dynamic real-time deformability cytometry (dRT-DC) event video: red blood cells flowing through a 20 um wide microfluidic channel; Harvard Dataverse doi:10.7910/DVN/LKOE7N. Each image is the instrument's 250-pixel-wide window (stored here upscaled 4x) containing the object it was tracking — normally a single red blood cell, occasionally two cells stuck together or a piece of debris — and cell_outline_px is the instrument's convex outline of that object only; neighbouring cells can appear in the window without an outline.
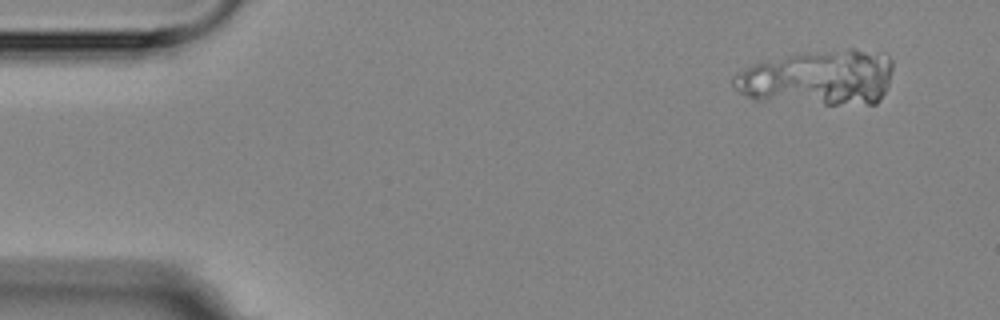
{"species": "Egyptian fruit bat (a non-hibernating species)", "species_latin": "Rousettus aegyptiacus", "temperature_condition": "room temperature", "stored_images_in_passage": 4, "camera_frame_rate_fps": 3000, "um_per_image_px": 0.085, "animal": {"sex": "female"}, "frame": {"image": 1, "passage_image": 1, "time_ms": 0.0, "image_size_px": [1000, 320], "cell_outline_px": [[832, 60], [796, 84], [768, 96], [756, 100], [740, 92], [732, 84], [732, 76], [736, 72], [752, 64], [768, 60], [788, 56], [832, 56]], "centroid_in_image_um": [65.97, 6.35], "position_along_channel_um": 19.0, "area_um2": 18.26}}